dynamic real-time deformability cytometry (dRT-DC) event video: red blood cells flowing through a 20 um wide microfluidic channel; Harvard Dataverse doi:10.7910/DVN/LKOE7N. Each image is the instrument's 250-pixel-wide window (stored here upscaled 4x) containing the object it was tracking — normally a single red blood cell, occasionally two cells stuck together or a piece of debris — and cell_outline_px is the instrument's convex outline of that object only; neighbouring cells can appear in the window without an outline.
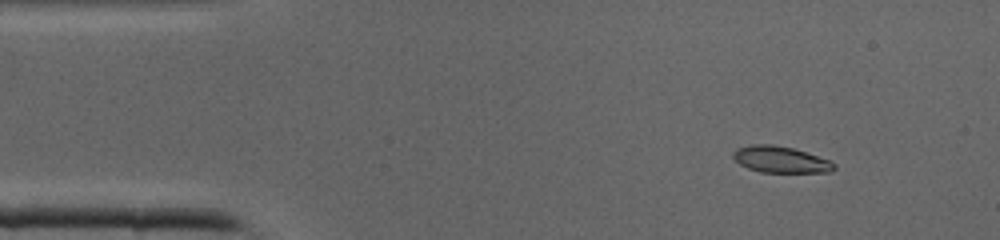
{"species": "common noctule bat (a hibernating species)", "species_latin": "Nyctalus noctula", "temperature_condition": "cold", "stored_images_in_passage": 37, "camera_frame_rate_fps": 3000, "um_per_image_px": 0.085, "animal": {"sex": "male", "body_mass_g": 19.0, "forearm_length_mm": 50.8}, "frame": {"image": 1, "passage_image": 1, "time_ms": 0.0, "image_size_px": [1000, 240], "cell_outline_px": [[836, 168], [832, 172], [760, 172], [748, 168], [740, 164], [732, 156], [732, 152], [736, 148], [752, 144], [772, 144], [792, 148], [828, 160], [836, 164]], "centroid_in_image_um": [66.32, 13.56], "position_along_channel_um": 18.7, "area_um2": 15.43}}
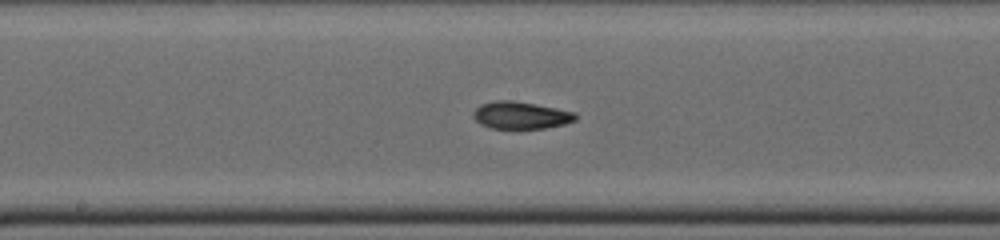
{"frame": {"image": 2, "passage_image": 17, "time_ms": 5.333, "image_size_px": [1000, 240], "cell_outline_px": [[576, 120], [564, 124], [544, 128], [492, 128], [480, 124], [472, 116], [472, 112], [480, 104], [496, 100], [512, 100], [536, 104], [576, 112]], "centroid_in_image_um": [44.25, 9.78], "position_along_channel_um": 204.0, "area_um2": 16.24}}
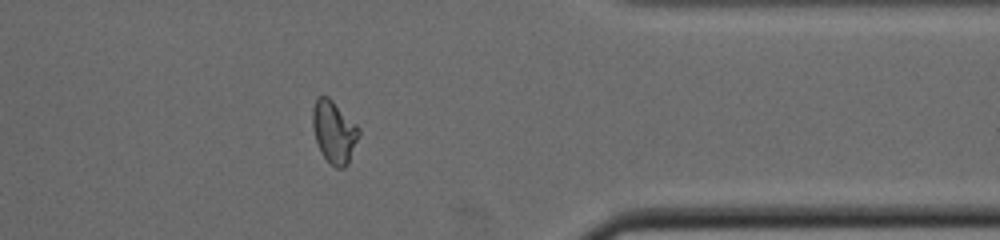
{"frame": {"image": 3, "passage_image": 29, "time_ms": 9.333, "image_size_px": [1000, 240], "cell_outline_px": [[360, 136], [348, 164], [344, 168], [336, 168], [320, 152], [312, 128], [312, 108], [316, 96], [328, 96], [360, 128]], "centroid_in_image_um": [28.39, 11.2], "position_along_channel_um": 383.0, "area_um2": 16.94}}